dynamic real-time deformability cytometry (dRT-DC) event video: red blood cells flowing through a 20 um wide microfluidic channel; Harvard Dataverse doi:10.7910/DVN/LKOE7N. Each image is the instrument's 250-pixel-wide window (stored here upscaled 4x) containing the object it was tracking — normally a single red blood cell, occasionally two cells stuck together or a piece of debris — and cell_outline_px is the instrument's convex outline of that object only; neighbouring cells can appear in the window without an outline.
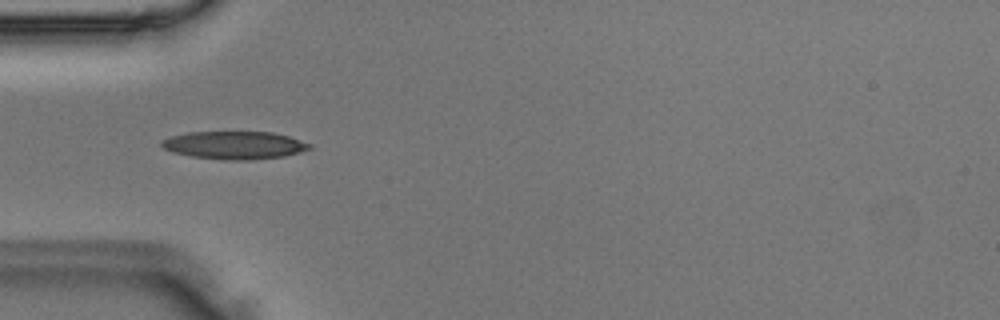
{"species": "Egyptian fruit bat (a non-hibernating species)", "species_latin": "Rousettus aegyptiacus", "temperature_condition": "room temperature", "stored_images_in_passage": 48, "camera_frame_rate_fps": 3000, "um_per_image_px": 0.085, "animal": {"sex": "male"}, "frame": {"image": 1, "passage_image": 15, "time_ms": 4.667, "image_size_px": [1000, 320], "cell_outline_px": [[312, 148], [300, 152], [284, 156], [248, 160], [224, 160], [192, 156], [172, 152], [164, 148], [160, 144], [160, 140], [172, 136], [188, 132], [272, 132], [288, 136], [312, 144]], "centroid_in_image_um": [19.92, 12.34], "position_along_channel_um": 65.1, "area_um2": 23.99}}
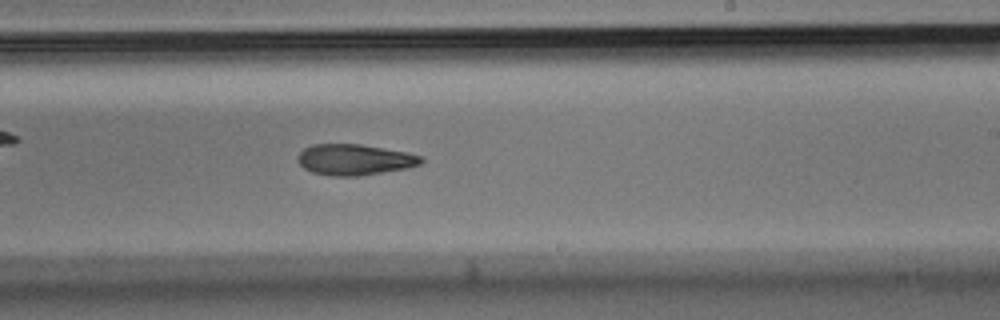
{"frame": {"image": 2, "passage_image": 29, "time_ms": 9.333, "image_size_px": [1000, 320], "cell_outline_px": [[424, 160], [420, 164], [408, 168], [356, 176], [328, 176], [312, 172], [304, 168], [296, 160], [296, 156], [304, 148], [312, 144], [360, 144], [408, 152], [424, 156]], "centroid_in_image_um": [30.13, 13.56], "position_along_channel_um": 258.9, "area_um2": 22.43}}
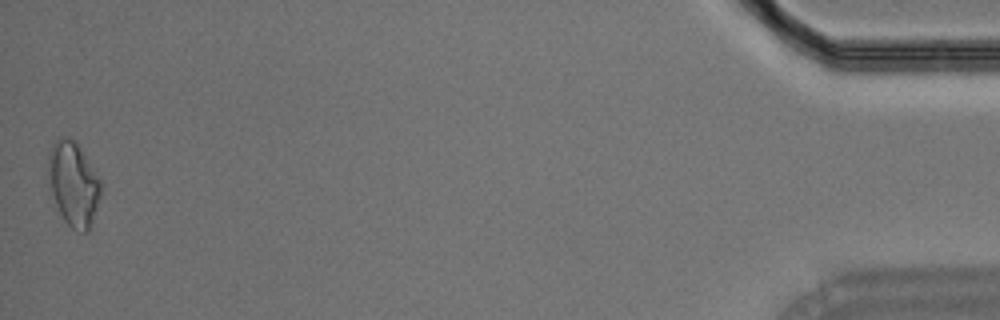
{"frame": {"image": 3, "passage_image": 48, "time_ms": 15.667, "image_size_px": [1000, 320], "cell_outline_px": [[100, 196], [88, 232], [80, 232], [72, 228], [64, 220], [56, 204], [52, 192], [48, 176], [48, 152], [52, 144], [60, 136], [68, 136], [76, 140], [100, 180]], "centroid_in_image_um": [6.22, 15.57], "position_along_channel_um": 429.0, "area_um2": 25.55}}